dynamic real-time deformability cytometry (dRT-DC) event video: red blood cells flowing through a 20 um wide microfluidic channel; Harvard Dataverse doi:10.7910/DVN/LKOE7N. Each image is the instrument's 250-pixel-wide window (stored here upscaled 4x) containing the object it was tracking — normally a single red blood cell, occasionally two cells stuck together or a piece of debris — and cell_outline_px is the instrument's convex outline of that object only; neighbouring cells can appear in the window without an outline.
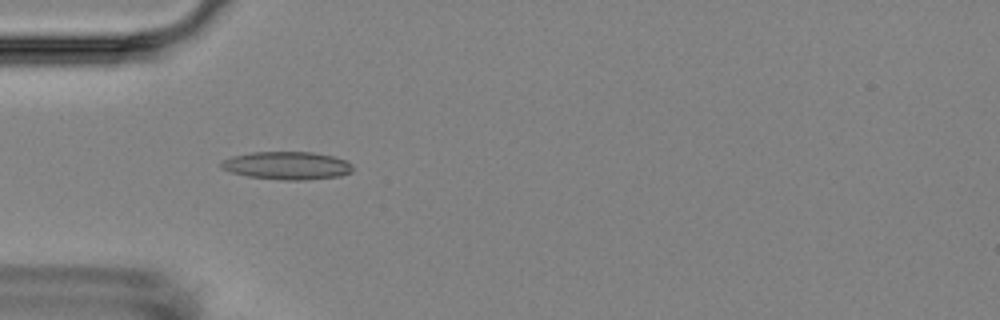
{"species": "Egyptian fruit bat (a non-hibernating species)", "species_latin": "Rousettus aegyptiacus", "temperature_condition": "room temperature", "stored_images_in_passage": 6, "camera_frame_rate_fps": 3000, "um_per_image_px": 0.085, "animal": {"sex": "female"}, "frame": {"image": 1, "passage_image": 3, "time_ms": 3.333, "image_size_px": [1000, 320], "cell_outline_px": [[352, 172], [340, 176], [300, 180], [284, 180], [248, 176], [232, 172], [224, 168], [220, 164], [224, 160], [232, 156], [252, 152], [312, 152], [332, 156], [344, 160], [352, 164]], "centroid_in_image_um": [24.42, 14.07], "position_along_channel_um": 60.6, "area_um2": 21.1}}
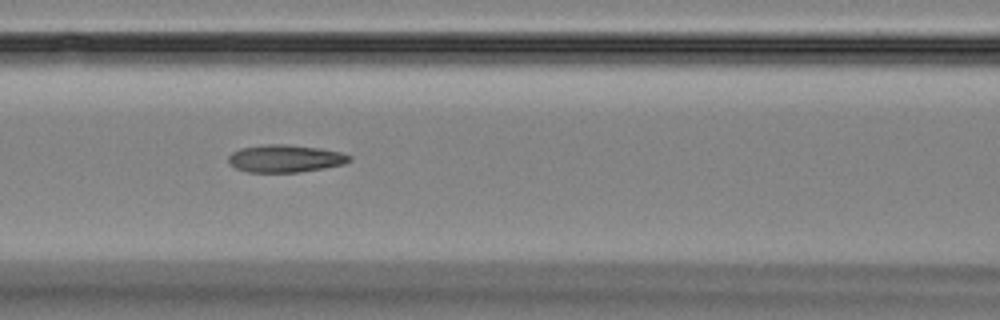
{"frame": {"image": 2, "passage_image": 5, "time_ms": 5.667, "image_size_px": [1000, 320], "cell_outline_px": [[352, 160], [344, 164], [324, 168], [300, 172], [248, 172], [236, 168], [228, 164], [228, 156], [232, 152], [240, 148], [264, 144], [288, 144], [320, 148], [340, 152], [352, 156]], "centroid_in_image_um": [24.24, 13.47], "position_along_channel_um": 142.4, "area_um2": 19.59}}
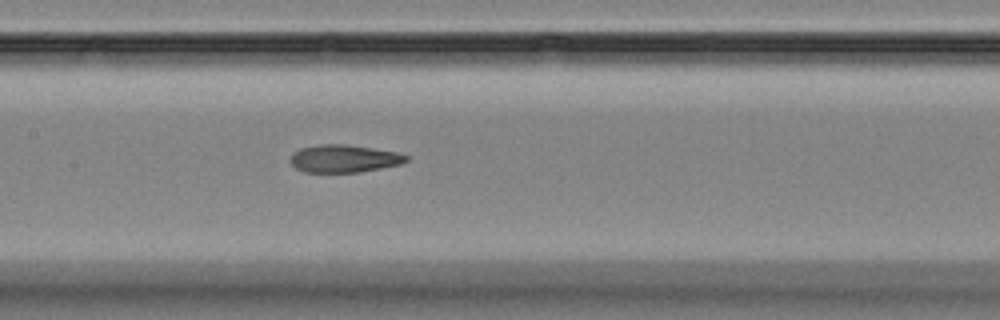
{"frame": {"image": 3, "passage_image": 6, "time_ms": 6.667, "image_size_px": [1000, 320], "cell_outline_px": [[408, 160], [400, 164], [360, 172], [304, 172], [296, 168], [292, 164], [292, 152], [300, 148], [320, 144], [348, 144], [396, 152], [408, 156]], "centroid_in_image_um": [29.23, 13.47], "position_along_channel_um": 178.2, "area_um2": 18.55}}